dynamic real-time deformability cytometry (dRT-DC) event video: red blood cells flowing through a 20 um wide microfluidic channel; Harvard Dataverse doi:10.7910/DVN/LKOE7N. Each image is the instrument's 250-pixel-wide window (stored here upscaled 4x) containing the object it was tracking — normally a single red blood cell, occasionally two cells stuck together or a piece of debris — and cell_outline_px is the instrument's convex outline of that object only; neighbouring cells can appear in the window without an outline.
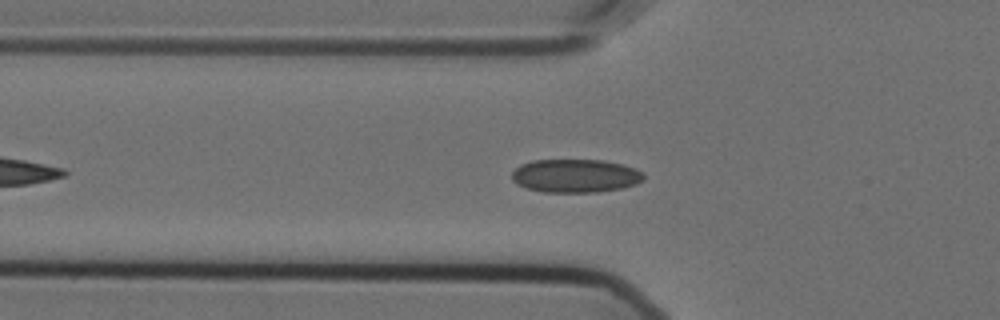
{"species": "Egyptian fruit bat (a non-hibernating species)", "species_latin": "Rousettus aegyptiacus", "temperature_condition": "cold", "stored_images_in_passage": 41, "camera_frame_rate_fps": 3000, "um_per_image_px": 0.085, "animal": {"sex": "female"}, "frame": {"image": 1, "passage_image": 10, "time_ms": 3.0, "image_size_px": [1000, 320], "cell_outline_px": [[644, 180], [636, 184], [620, 188], [596, 192], [544, 192], [524, 188], [516, 184], [512, 180], [512, 172], [520, 164], [532, 160], [604, 160], [636, 168], [644, 176]], "centroid_in_image_um": [48.87, 14.94], "position_along_channel_um": 76.9, "area_um2": 25.72}}
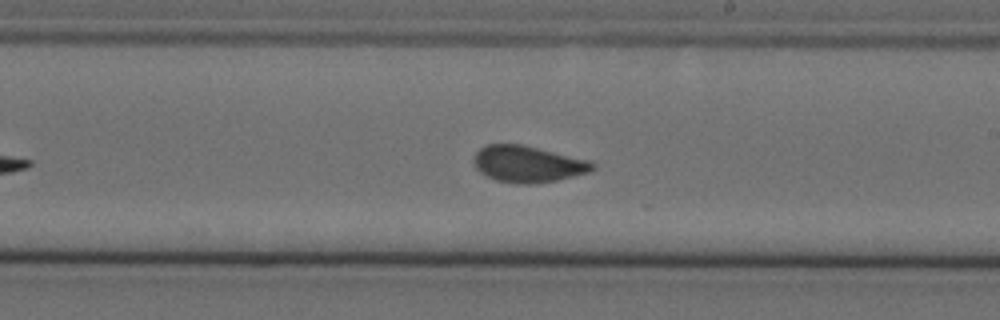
{"frame": {"image": 2, "passage_image": 24, "time_ms": 7.667, "image_size_px": [1000, 320], "cell_outline_px": [[596, 168], [588, 172], [556, 180], [536, 184], [516, 184], [496, 180], [480, 172], [476, 168], [476, 152], [480, 148], [488, 144], [520, 144], [592, 160], [596, 164]], "centroid_in_image_um": [44.92, 13.95], "position_along_channel_um": 244.1, "area_um2": 25.14}}
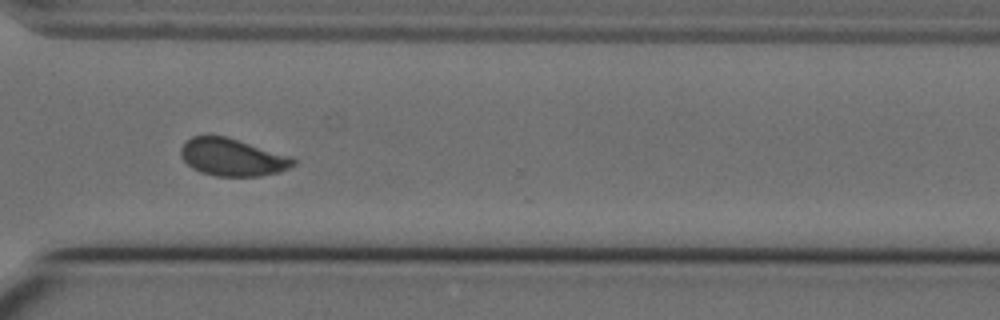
{"frame": {"image": 3, "passage_image": 33, "time_ms": 10.667, "image_size_px": [1000, 320], "cell_outline_px": [[296, 164], [280, 172], [260, 176], [216, 176], [200, 172], [192, 168], [180, 156], [180, 148], [192, 136], [224, 136], [292, 156], [296, 160]], "centroid_in_image_um": [19.77, 13.38], "position_along_channel_um": 350.8, "area_um2": 24.45}, "authors_computed_cell_mechanics": {"area_um2": 25.0274, "velocity_mm_per_s": 3.5686, "shape_relaxation_time_tau1_ms": null, "shape_relaxation_time_tau2_ms": 0.6256, "deformation_change_tau1": null, "deformation_change_tau2": 0.0414}}